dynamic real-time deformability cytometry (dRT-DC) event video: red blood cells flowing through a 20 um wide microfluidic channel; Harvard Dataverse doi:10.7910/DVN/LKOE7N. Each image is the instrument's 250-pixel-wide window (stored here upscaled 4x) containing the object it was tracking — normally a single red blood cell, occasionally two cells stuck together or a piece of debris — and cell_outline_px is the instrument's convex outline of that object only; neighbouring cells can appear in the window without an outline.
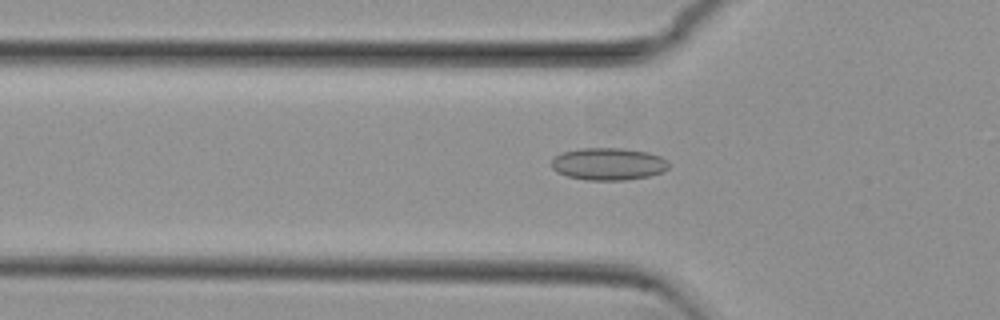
{"species": "common noctule bat (a hibernating species)", "species_latin": "Nyctalus noctula", "temperature_condition": "cold", "stored_images_in_passage": 54, "camera_frame_rate_fps": 3000, "um_per_image_px": 0.085, "animal": {"sex": "female", "body_mass_g": 29.2, "forearm_length_mm": 56.3}, "frame": {"image": 1, "passage_image": 18, "time_ms": 5.667, "image_size_px": [1000, 320], "cell_outline_px": [[668, 168], [660, 172], [648, 176], [624, 180], [588, 180], [568, 176], [556, 172], [552, 168], [552, 160], [556, 156], [564, 152], [580, 148], [624, 148], [648, 152], [660, 156], [668, 164]], "centroid_in_image_um": [51.69, 13.93], "position_along_channel_um": 74.1, "area_um2": 21.85}}
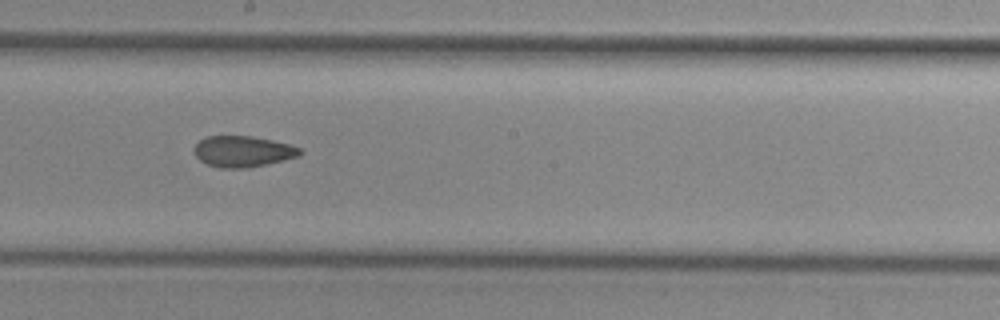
{"frame": {"image": 2, "passage_image": 30, "time_ms": 9.667, "image_size_px": [1000, 320], "cell_outline_px": [[304, 152], [300, 156], [284, 160], [248, 168], [220, 168], [208, 164], [200, 160], [196, 156], [192, 148], [200, 140], [208, 136], [252, 136], [272, 140], [288, 144], [300, 148]], "centroid_in_image_um": [20.65, 12.87], "position_along_channel_um": 227.6, "area_um2": 19.19}}
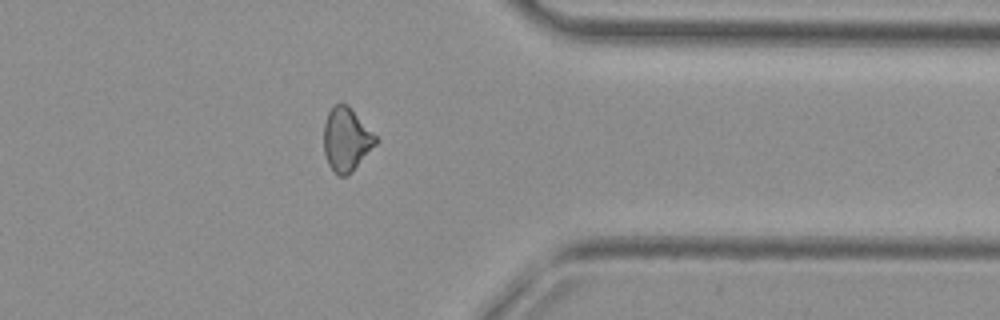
{"frame": {"image": 3, "passage_image": 43, "time_ms": 14.0, "image_size_px": [1000, 320], "cell_outline_px": [[380, 140], [352, 172], [344, 176], [336, 176], [328, 164], [324, 152], [324, 124], [328, 112], [332, 104], [348, 104]], "centroid_in_image_um": [29.44, 11.86], "position_along_channel_um": 382.0, "area_um2": 19.42}, "authors_computed_cell_mechanics": {"area_um2": 19.9121, "velocity_mm_per_s": 3.8239, "shape_relaxation_time_tau1_ms": null, "shape_relaxation_time_tau2_ms": 3.9988, "deformation_change_tau1": null, "deformation_change_tau2": 0.1051}}